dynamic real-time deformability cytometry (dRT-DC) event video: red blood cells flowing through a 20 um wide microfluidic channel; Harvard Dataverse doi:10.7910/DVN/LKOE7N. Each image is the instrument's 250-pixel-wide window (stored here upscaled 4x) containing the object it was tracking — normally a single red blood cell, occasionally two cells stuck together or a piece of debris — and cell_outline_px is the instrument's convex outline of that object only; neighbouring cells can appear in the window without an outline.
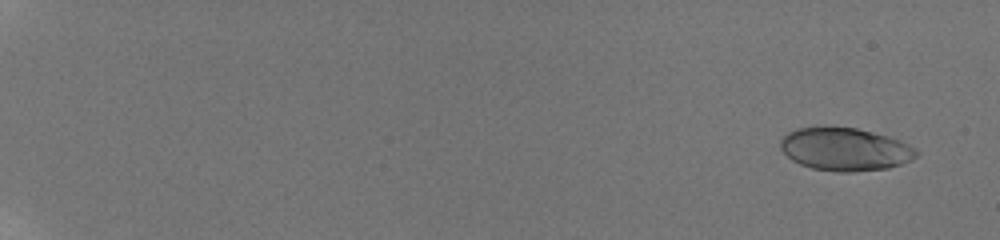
{"species": "human", "species_latin": "Homo sapiens", "temperature_condition": "room temperature", "stored_images_in_passage": 42, "camera_frame_rate_fps": 3000, "um_per_image_px": 0.085, "donor": {"sex": "male"}, "frame": {"image": 1, "passage_image": 2, "time_ms": 0.667, "image_size_px": [1000, 240], "cell_outline_px": [[920, 152], [916, 156], [900, 164], [888, 168], [852, 172], [840, 172], [812, 168], [800, 164], [792, 160], [780, 148], [780, 140], [788, 132], [796, 128], [856, 128], [888, 136], [900, 140], [916, 148]], "centroid_in_image_um": [71.83, 12.7], "position_along_channel_um": 13.2, "area_um2": 33.64}}
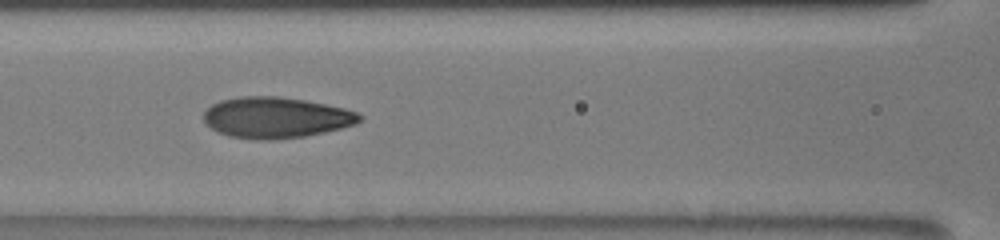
{"frame": {"image": 2, "passage_image": 19, "time_ms": 9.667, "image_size_px": [1000, 240], "cell_outline_px": [[364, 116], [356, 124], [324, 132], [304, 136], [272, 140], [260, 140], [228, 136], [216, 132], [204, 120], [204, 112], [212, 104], [220, 100], [240, 96], [276, 96], [304, 100], [344, 108], [356, 112]], "centroid_in_image_um": [23.44, 9.99], "position_along_channel_um": 143.2, "area_um2": 37.11}}
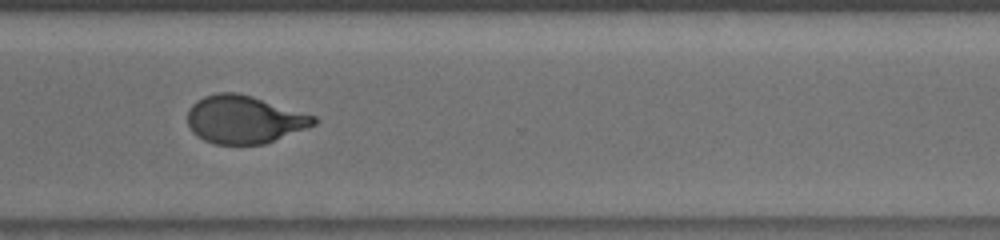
{"frame": {"image": 3, "passage_image": 33, "time_ms": 15.0, "image_size_px": [1000, 240], "cell_outline_px": [[320, 120], [316, 124], [308, 128], [264, 144], [212, 144], [204, 140], [192, 132], [188, 124], [188, 108], [196, 100], [204, 96], [216, 92], [236, 92], [252, 96], [316, 116]], "centroid_in_image_um": [20.76, 10.15], "position_along_channel_um": 349.8, "area_um2": 35.43}, "authors_computed_cell_mechanics": {"area_um2": 35.5759, "velocity_mm_per_s": 3.8873, "shape_relaxation_time_tau1_ms": 5.4679, "shape_relaxation_time_tau2_ms": 0.7861, "deformation_change_tau1": 0.2084, "deformation_change_tau2": 0.0707}}